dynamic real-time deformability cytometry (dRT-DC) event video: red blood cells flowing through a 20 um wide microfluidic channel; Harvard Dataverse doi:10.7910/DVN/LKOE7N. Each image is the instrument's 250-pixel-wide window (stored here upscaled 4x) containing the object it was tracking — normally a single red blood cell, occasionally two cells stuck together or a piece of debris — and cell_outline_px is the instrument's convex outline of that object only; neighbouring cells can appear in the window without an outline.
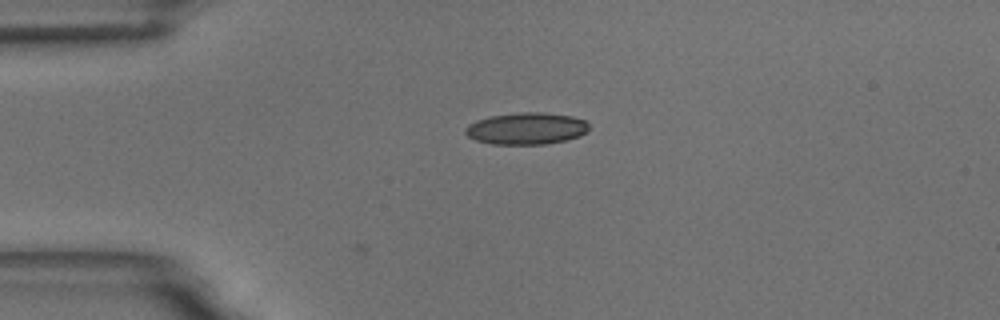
{"species": "common noctule bat (a hibernating species)", "species_latin": "Nyctalus noctula", "temperature_condition": "room temperature", "stored_images_in_passage": 3, "camera_frame_rate_fps": 3000, "um_per_image_px": 0.085, "animal": {"sex": "male", "body_mass_g": 18.8}, "frame": {"image": 1, "passage_image": 1, "time_ms": 0.0, "image_size_px": [1000, 320], "cell_outline_px": [[588, 132], [580, 136], [564, 140], [544, 144], [492, 144], [476, 140], [468, 136], [464, 132], [464, 128], [468, 124], [476, 120], [488, 116], [520, 112], [540, 112], [572, 116], [584, 120], [588, 124]], "centroid_in_image_um": [44.72, 10.92], "position_along_channel_um": 40.3, "area_um2": 23.0}}